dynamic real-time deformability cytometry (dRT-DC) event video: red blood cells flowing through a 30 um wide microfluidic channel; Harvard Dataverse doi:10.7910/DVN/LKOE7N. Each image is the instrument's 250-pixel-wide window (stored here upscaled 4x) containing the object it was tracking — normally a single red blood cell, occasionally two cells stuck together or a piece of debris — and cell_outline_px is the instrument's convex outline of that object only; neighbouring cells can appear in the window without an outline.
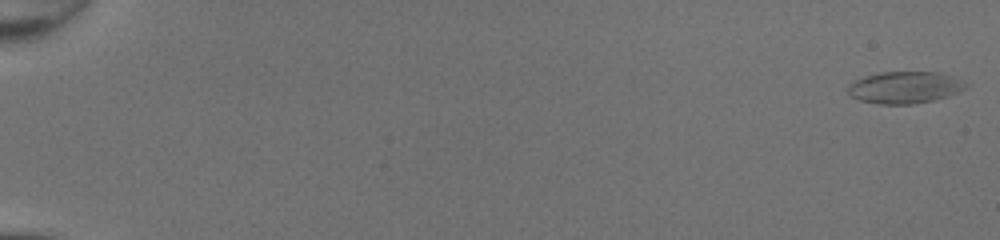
{"species": "common noctule bat (a hibernating species)", "species_latin": "Nyctalus noctula", "temperature_condition": "room temperature", "stored_images_in_passage": 50, "camera_frame_rate_fps": 3000, "um_per_image_px": 0.085, "animal": {"sex": "female", "body_mass_g": 20.0, "forearm_length_mm": 54.0}, "frame": {"image": 1, "passage_image": 1, "time_ms": 0.0, "image_size_px": [1000, 240], "cell_outline_px": [[972, 84], [960, 92], [948, 96], [932, 100], [912, 104], [880, 104], [860, 100], [852, 96], [848, 92], [848, 84], [864, 76], [880, 72], [940, 72]], "centroid_in_image_um": [76.95, 7.42], "position_along_channel_um": 8.1, "area_um2": 21.96}}
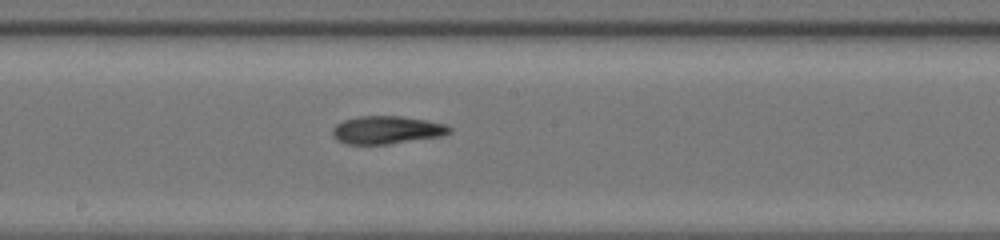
{"frame": {"image": 2, "passage_image": 30, "time_ms": 9.667, "image_size_px": [1000, 240], "cell_outline_px": [[452, 132], [440, 136], [388, 144], [344, 144], [336, 140], [332, 136], [332, 128], [336, 124], [344, 120], [360, 116], [400, 116], [428, 120], [444, 124], [452, 128]], "centroid_in_image_um": [32.85, 11.05], "position_along_channel_um": 215.4, "area_um2": 19.07}}
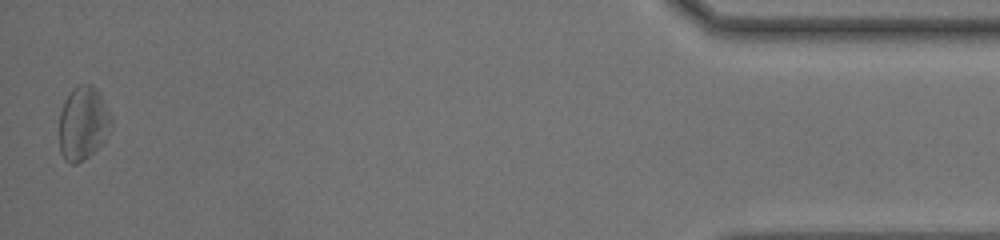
{"frame": {"image": 3, "passage_image": 50, "time_ms": 16.333, "image_size_px": [1000, 240], "cell_outline_px": [[112, 124], [104, 140], [84, 160], [76, 164], [68, 164], [64, 160], [60, 152], [60, 112], [64, 100], [72, 88], [76, 84], [92, 84], [100, 92], [112, 116]], "centroid_in_image_um": [7.06, 10.45], "position_along_channel_um": 428.1, "area_um2": 22.54}, "authors_computed_cell_mechanics": {"area_um2": 20.4034, "velocity_mm_per_s": 4.3284, "shape_relaxation_time_tau1_ms": null, "shape_relaxation_time_tau2_ms": 5.9467, "deformation_change_tau1": null, "deformation_change_tau2": 0.197}}